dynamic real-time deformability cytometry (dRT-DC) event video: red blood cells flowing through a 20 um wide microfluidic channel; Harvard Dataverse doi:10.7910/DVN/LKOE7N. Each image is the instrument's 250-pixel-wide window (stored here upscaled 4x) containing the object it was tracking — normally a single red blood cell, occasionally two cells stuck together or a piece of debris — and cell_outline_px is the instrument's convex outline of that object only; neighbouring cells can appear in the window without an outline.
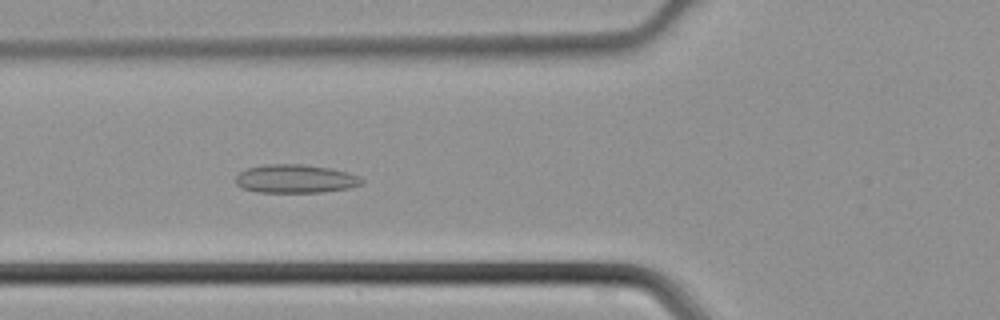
{"species": "common noctule bat (a hibernating species)", "species_latin": "Nyctalus noctula", "temperature_condition": "cold", "stored_images_in_passage": 37, "camera_frame_rate_fps": 3000, "um_per_image_px": 0.085, "animal": {"sex": "male", "body_mass_g": 21.5, "forearm_length_mm": 52.0}, "frame": {"image": 1, "passage_image": 9, "time_ms": 2.667, "image_size_px": [1000, 320], "cell_outline_px": [[364, 184], [348, 188], [324, 192], [256, 192], [240, 188], [236, 184], [236, 176], [240, 172], [248, 168], [264, 164], [304, 164], [328, 168], [348, 172], [360, 176], [364, 180]], "centroid_in_image_um": [25.12, 15.2], "position_along_channel_um": 100.7, "area_um2": 21.1}}
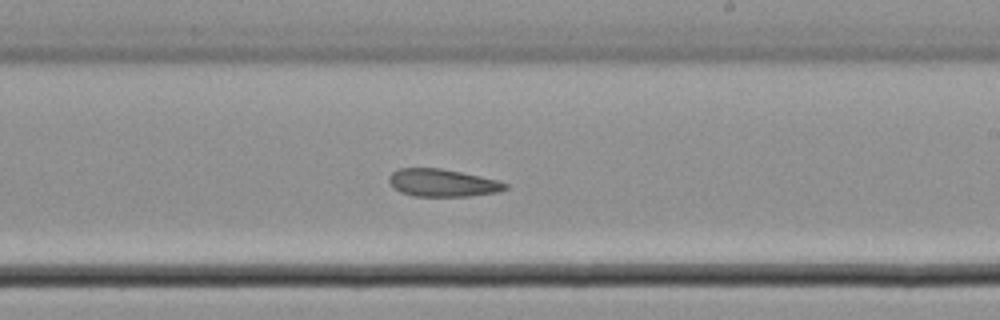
{"frame": {"image": 2, "passage_image": 19, "time_ms": 6.0, "image_size_px": [1000, 320], "cell_outline_px": [[508, 188], [496, 192], [468, 196], [412, 196], [400, 192], [392, 188], [388, 180], [388, 176], [392, 172], [400, 168], [440, 168], [480, 176], [496, 180], [508, 184]], "centroid_in_image_um": [37.55, 15.54], "position_along_channel_um": 251.4, "area_um2": 18.67}}
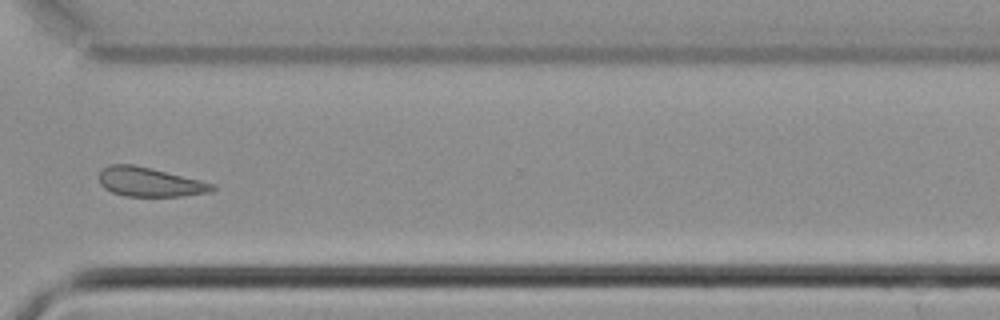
{"frame": {"image": 3, "passage_image": 26, "time_ms": 8.333, "image_size_px": [1000, 320], "cell_outline_px": [[216, 188], [212, 192], [180, 196], [124, 196], [112, 192], [104, 188], [100, 184], [96, 176], [108, 164], [132, 164], [200, 180], [212, 184]], "centroid_in_image_um": [12.66, 15.47], "position_along_channel_um": 357.9, "area_um2": 19.19}}